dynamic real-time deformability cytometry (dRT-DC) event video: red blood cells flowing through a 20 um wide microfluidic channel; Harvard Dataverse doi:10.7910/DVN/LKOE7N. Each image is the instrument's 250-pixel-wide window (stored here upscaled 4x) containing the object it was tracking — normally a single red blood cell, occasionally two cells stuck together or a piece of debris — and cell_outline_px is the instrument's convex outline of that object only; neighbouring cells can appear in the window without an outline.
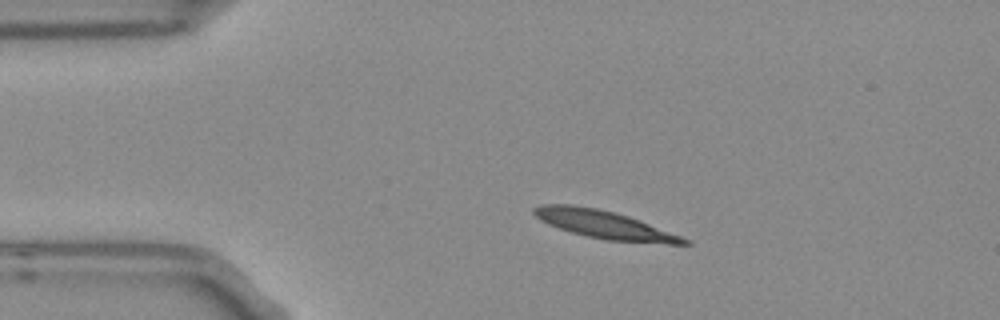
{"species": "Egyptian fruit bat (a non-hibernating species)", "species_latin": "Rousettus aegyptiacus", "temperature_condition": "room temperature", "stored_images_in_passage": 6, "camera_frame_rate_fps": 3000, "um_per_image_px": 0.085, "frame": {"image": 1, "passage_image": 2, "time_ms": 0.333, "image_size_px": [1000, 320], "cell_outline_px": [[692, 244], [668, 244], [604, 240], [572, 232], [548, 224], [540, 220], [532, 212], [532, 208], [540, 204], [572, 204], [596, 208], [616, 212], [628, 216], [692, 240]], "centroid_in_image_um": [51.38, 19.09], "position_along_channel_um": 33.6, "area_um2": 24.51}}
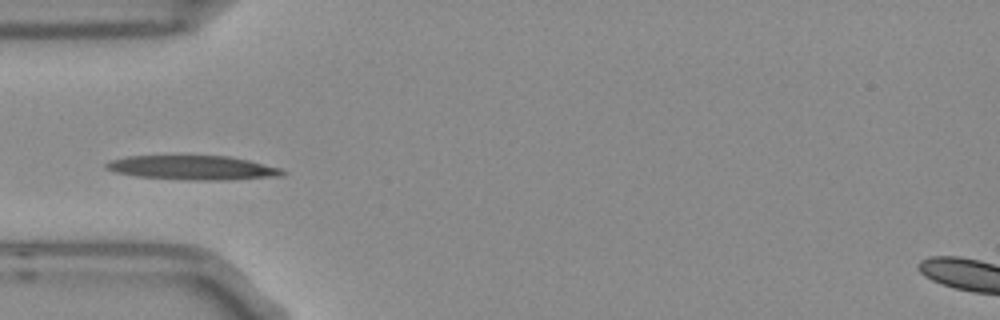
{"frame": {"image": 2, "passage_image": 3, "time_ms": 0.667, "image_size_px": [1000, 320], "cell_outline_px": [[288, 172], [284, 176], [228, 180], [188, 180], [136, 176], [116, 172], [104, 168], [104, 164], [112, 160], [128, 156], [228, 156], [248, 160], [280, 168]], "centroid_in_image_um": [16.42, 14.26], "position_along_channel_um": 68.6, "area_um2": 24.91}}
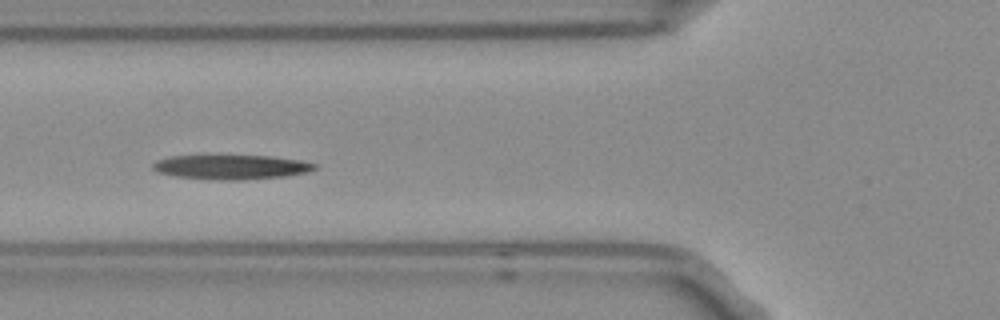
{"frame": {"image": 3, "passage_image": 4, "time_ms": 1.0, "image_size_px": [1000, 320], "cell_outline_px": [[320, 168], [308, 172], [284, 176], [244, 180], [220, 180], [176, 176], [156, 172], [152, 168], [152, 164], [156, 160], [168, 156], [272, 156], [300, 160], [320, 164]], "centroid_in_image_um": [19.7, 14.2], "position_along_channel_um": 106.1, "area_um2": 23.24}}